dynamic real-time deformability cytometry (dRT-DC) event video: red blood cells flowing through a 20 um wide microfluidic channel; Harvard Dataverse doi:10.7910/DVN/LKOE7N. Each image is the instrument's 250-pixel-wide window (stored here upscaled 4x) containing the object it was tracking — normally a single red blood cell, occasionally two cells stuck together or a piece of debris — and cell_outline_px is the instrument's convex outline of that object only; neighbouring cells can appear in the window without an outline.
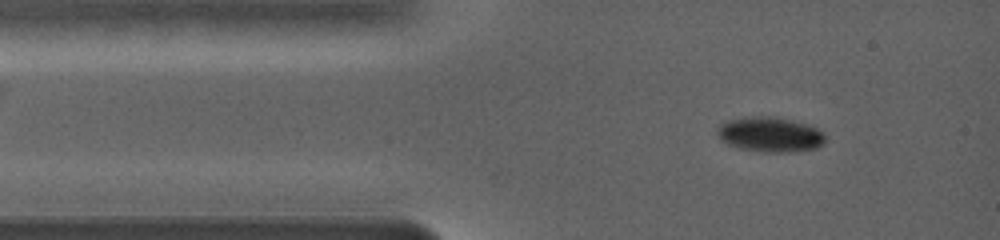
{"species": "common noctule bat (a hibernating species)", "species_latin": "Nyctalus noctula", "temperature_condition": "warm", "stored_images_in_passage": 54, "camera_frame_rate_fps": 5000, "um_per_image_px": 0.085, "animal": {"sex": "female", "body_mass_g": 19.0, "forearm_length_mm": 56.7}, "frame": {"image": 1, "passage_image": 3, "time_ms": 0.8, "image_size_px": [1000, 240], "cell_outline_px": [[824, 144], [816, 148], [788, 152], [760, 152], [740, 148], [728, 144], [720, 140], [716, 132], [716, 128], [720, 124], [728, 120], [744, 116], [776, 116], [804, 124], [816, 128], [824, 132]], "centroid_in_image_um": [65.41, 11.42], "position_along_channel_um": 19.6, "area_um2": 22.14}}
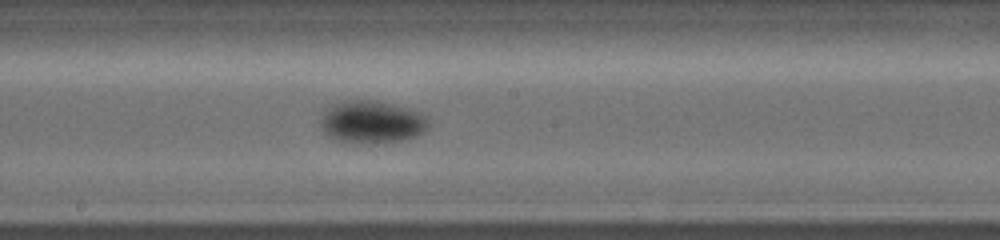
{"frame": {"image": 2, "passage_image": 19, "time_ms": 7.0, "image_size_px": [1000, 240], "cell_outline_px": [[428, 128], [424, 132], [416, 136], [384, 144], [344, 144], [328, 136], [324, 132], [320, 124], [324, 116], [332, 108], [340, 104], [360, 100], [368, 100], [384, 104], [408, 112], [424, 120], [428, 124]], "centroid_in_image_um": [31.51, 10.5], "position_along_channel_um": 216.7, "area_um2": 25.2}}
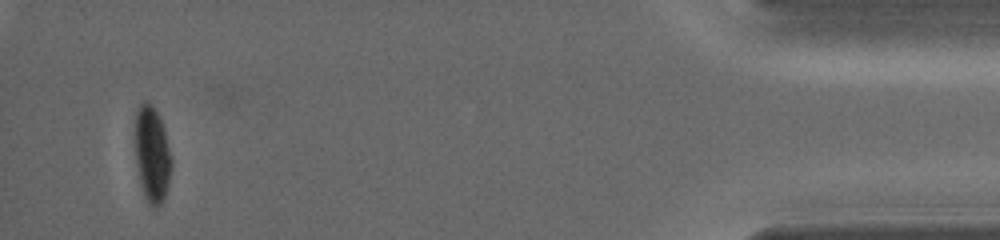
{"frame": {"image": 3, "passage_image": 48, "time_ms": 15.4, "image_size_px": [1000, 240], "cell_outline_px": [[172, 164], [168, 184], [164, 200], [156, 208], [152, 208], [148, 204], [144, 196], [136, 164], [136, 108], [144, 100], [148, 100], [152, 104], [164, 128], [172, 156]], "centroid_in_image_um": [12.94, 13.13], "position_along_channel_um": 422.3, "area_um2": 20.4}, "authors_computed_cell_mechanics": {"area_um2": 22.2241, "velocity_mm_per_s": 3.7018, "shape_relaxation_time_tau1_ms": 2.1716, "shape_relaxation_time_tau2_ms": null, "deformation_change_tau1": 0.1268, "deformation_change_tau2": null}}